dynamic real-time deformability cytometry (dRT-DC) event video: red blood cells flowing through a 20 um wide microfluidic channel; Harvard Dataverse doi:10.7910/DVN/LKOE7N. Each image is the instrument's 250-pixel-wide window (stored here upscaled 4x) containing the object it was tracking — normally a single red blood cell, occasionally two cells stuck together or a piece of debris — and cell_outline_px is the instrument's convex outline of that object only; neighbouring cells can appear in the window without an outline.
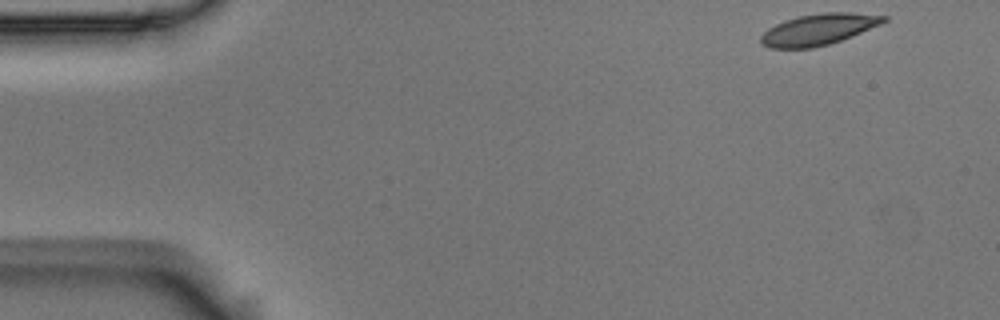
{"species": "Egyptian fruit bat (a non-hibernating species)", "species_latin": "Rousettus aegyptiacus", "temperature_condition": "room temperature", "stored_images_in_passage": 7, "camera_frame_rate_fps": 3000, "um_per_image_px": 0.085, "animal": {"sex": "male"}, "frame": {"image": 1, "passage_image": 1, "time_ms": 0.0, "image_size_px": [1000, 320], "cell_outline_px": [[888, 20], [880, 24], [852, 36], [828, 44], [812, 48], [768, 48], [760, 44], [760, 36], [768, 28], [784, 20], [800, 16], [824, 12], [848, 12], [888, 16]], "centroid_in_image_um": [69.54, 2.5], "position_along_channel_um": 15.5, "area_um2": 22.25}}